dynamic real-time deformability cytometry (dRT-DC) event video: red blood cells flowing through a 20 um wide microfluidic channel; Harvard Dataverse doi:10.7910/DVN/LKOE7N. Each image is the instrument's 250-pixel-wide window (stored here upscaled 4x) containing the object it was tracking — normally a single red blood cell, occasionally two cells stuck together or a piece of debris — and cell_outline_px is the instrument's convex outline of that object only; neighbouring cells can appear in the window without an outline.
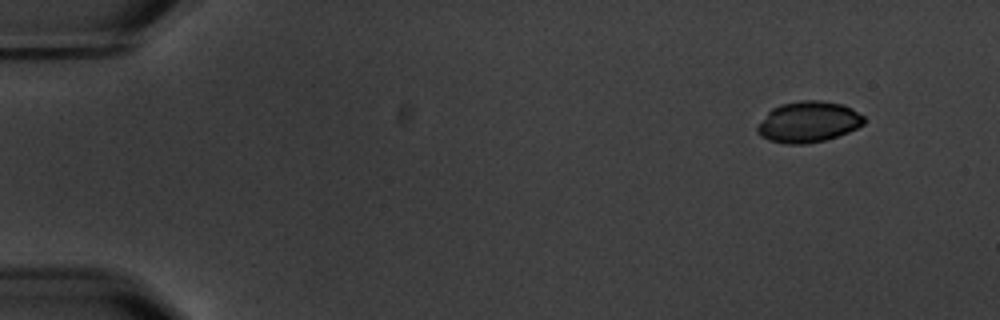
{"species": "common noctule bat (a hibernating species)", "species_latin": "Nyctalus noctula", "temperature_condition": "warm", "stored_images_in_passage": 5, "camera_frame_rate_fps": 3000, "um_per_image_px": 0.085, "animal": {"sex": "male", "body_mass_g": 20.1, "forearm_length_mm": 53.5}, "frame": {"image": 1, "passage_image": 2, "time_ms": 1.333, "image_size_px": [1000, 320], "cell_outline_px": [[864, 124], [848, 132], [824, 140], [804, 144], [784, 144], [768, 140], [760, 136], [756, 132], [756, 128], [768, 112], [772, 108], [780, 104], [800, 100], [820, 100], [844, 104], [852, 108], [864, 116]], "centroid_in_image_um": [68.7, 10.35], "position_along_channel_um": 16.3, "area_um2": 25.55}}